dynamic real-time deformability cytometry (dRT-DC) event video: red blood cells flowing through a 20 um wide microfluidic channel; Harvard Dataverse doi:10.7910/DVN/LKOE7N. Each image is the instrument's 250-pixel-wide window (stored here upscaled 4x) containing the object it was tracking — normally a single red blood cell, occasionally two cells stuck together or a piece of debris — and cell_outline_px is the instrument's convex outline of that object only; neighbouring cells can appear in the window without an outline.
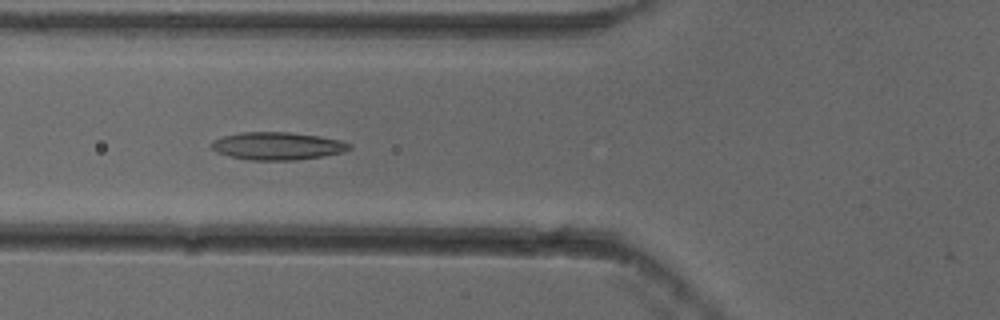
{"species": "common noctule bat (a hibernating species)", "species_latin": "Nyctalus noctula", "temperature_condition": "cold", "stored_images_in_passage": 36, "camera_frame_rate_fps": 3000, "um_per_image_px": 0.085, "animal": {"sex": "female"}, "frame": {"image": 1, "passage_image": 5, "time_ms": 1.333, "image_size_px": [1000, 320], "cell_outline_px": [[352, 148], [344, 152], [296, 160], [252, 160], [232, 156], [216, 152], [208, 144], [224, 136], [240, 132], [288, 132], [320, 136], [340, 140], [352, 144]], "centroid_in_image_um": [23.61, 12.4], "position_along_channel_um": 102.2, "area_um2": 22.14}}
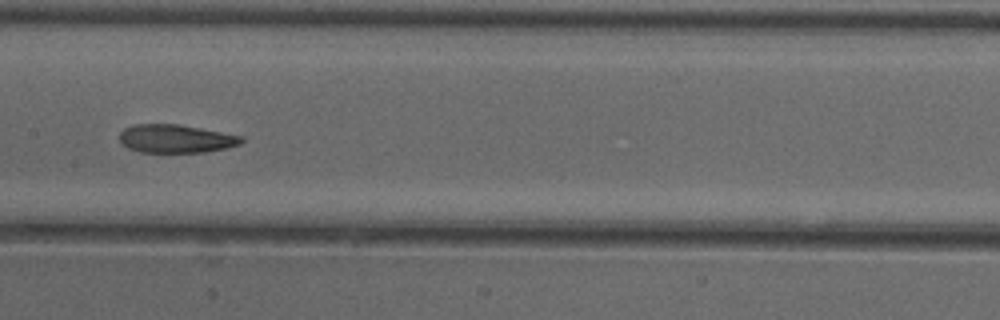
{"frame": {"image": 2, "passage_image": 12, "time_ms": 3.667, "image_size_px": [1000, 320], "cell_outline_px": [[244, 140], [240, 144], [228, 148], [204, 152], [140, 152], [128, 148], [120, 144], [120, 132], [124, 128], [132, 124], [176, 124], [200, 128], [244, 136]], "centroid_in_image_um": [14.94, 11.79], "position_along_channel_um": 192.5, "area_um2": 20.23}}
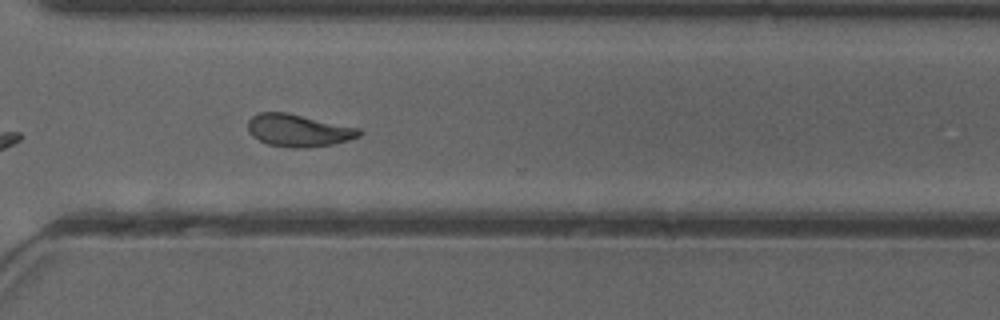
{"frame": {"image": 3, "passage_image": 24, "time_ms": 7.667, "image_size_px": [1000, 320], "cell_outline_px": [[364, 132], [360, 136], [348, 140], [332, 144], [308, 148], [288, 148], [268, 144], [252, 136], [248, 132], [248, 120], [256, 112], [288, 112], [360, 128]], "centroid_in_image_um": [25.37, 11.08], "position_along_channel_um": 345.2, "area_um2": 21.33}, "authors_computed_cell_mechanics": {"area_um2": 21.097, "velocity_mm_per_s": 3.8347, "shape_relaxation_time_tau1_ms": 8.4687, "shape_relaxation_time_tau2_ms": 2.7933, "deformation_change_tau1": 0.2291, "deformation_change_tau2": 0.0971}}